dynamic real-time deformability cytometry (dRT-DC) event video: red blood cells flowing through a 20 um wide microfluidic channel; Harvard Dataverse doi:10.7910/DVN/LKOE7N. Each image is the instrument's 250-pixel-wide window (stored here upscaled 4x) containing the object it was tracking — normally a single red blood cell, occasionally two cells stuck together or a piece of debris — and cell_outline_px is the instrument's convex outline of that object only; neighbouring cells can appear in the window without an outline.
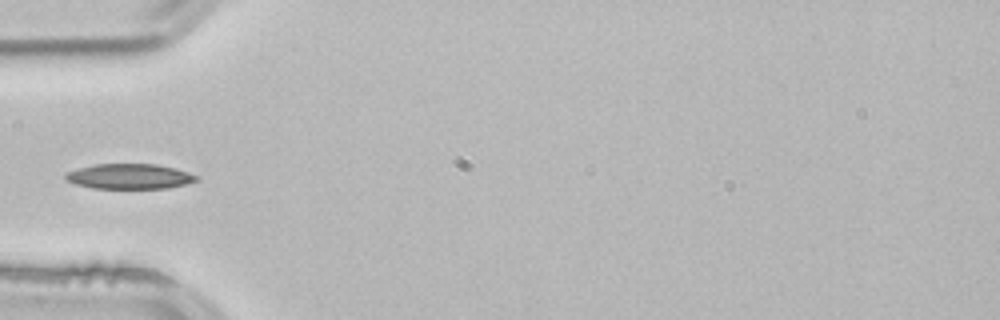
{"species": "common noctule bat (a hibernating species)", "species_latin": "Nyctalus noctula", "temperature_condition": "room temperature", "stored_images_in_passage": 3, "camera_frame_rate_fps": 3000, "um_per_image_px": 0.085, "animal": {"sex": "male", "body_mass_g": 21.5, "forearm_length_mm": 52.0}, "frame": {"image": 1, "passage_image": 3, "time_ms": 0.667, "image_size_px": [1000, 320], "cell_outline_px": [[200, 180], [168, 188], [92, 188], [76, 184], [68, 180], [64, 176], [68, 172], [80, 168], [96, 164], [156, 164], [176, 168], [200, 176]], "centroid_in_image_um": [11.08, 14.99], "position_along_channel_um": 73.9, "area_um2": 19.07}}